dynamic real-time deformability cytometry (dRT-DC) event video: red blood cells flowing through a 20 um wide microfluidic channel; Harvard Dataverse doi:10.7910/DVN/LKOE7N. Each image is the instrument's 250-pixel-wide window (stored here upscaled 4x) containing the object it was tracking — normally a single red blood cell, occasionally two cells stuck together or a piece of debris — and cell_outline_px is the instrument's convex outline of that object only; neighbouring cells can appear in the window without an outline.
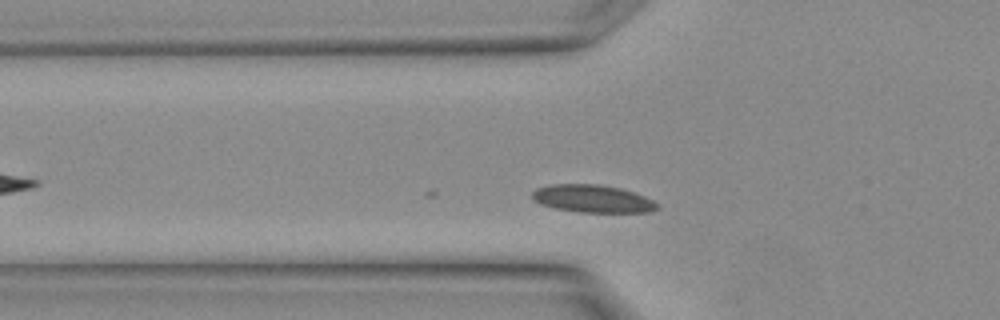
{"species": "Egyptian fruit bat (a non-hibernating species)", "species_latin": "Rousettus aegyptiacus", "temperature_condition": "warm", "stored_images_in_passage": 8, "camera_frame_rate_fps": 3000, "um_per_image_px": 0.085, "animal": {"sex": "female"}, "frame": {"image": 1, "passage_image": 3, "time_ms": 0.667, "image_size_px": [1000, 320], "cell_outline_px": [[660, 208], [652, 212], [580, 212], [556, 208], [540, 204], [532, 200], [532, 192], [536, 188], [548, 184], [600, 184], [620, 188], [644, 196], [660, 204]], "centroid_in_image_um": [50.37, 16.89], "position_along_channel_um": 75.4, "area_um2": 20.29}}
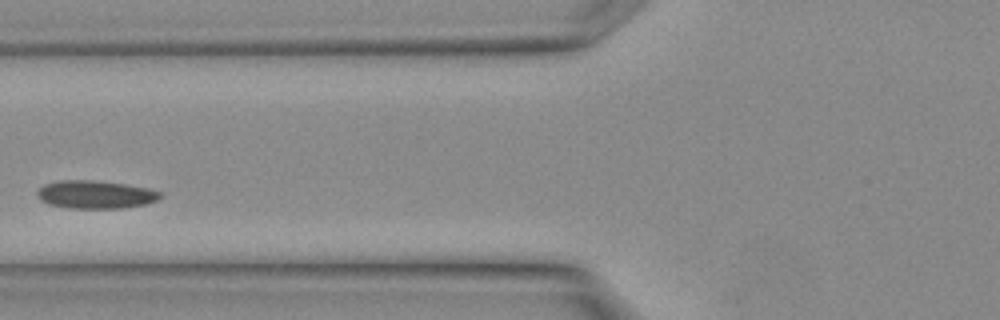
{"frame": {"image": 2, "passage_image": 5, "time_ms": 1.333, "image_size_px": [1000, 320], "cell_outline_px": [[160, 196], [156, 200], [144, 204], [124, 208], [68, 208], [48, 204], [40, 200], [36, 196], [36, 192], [44, 184], [60, 180], [92, 180], [124, 184], [144, 188], [160, 192]], "centroid_in_image_um": [8.03, 16.54], "position_along_channel_um": 117.8, "area_um2": 19.88}}